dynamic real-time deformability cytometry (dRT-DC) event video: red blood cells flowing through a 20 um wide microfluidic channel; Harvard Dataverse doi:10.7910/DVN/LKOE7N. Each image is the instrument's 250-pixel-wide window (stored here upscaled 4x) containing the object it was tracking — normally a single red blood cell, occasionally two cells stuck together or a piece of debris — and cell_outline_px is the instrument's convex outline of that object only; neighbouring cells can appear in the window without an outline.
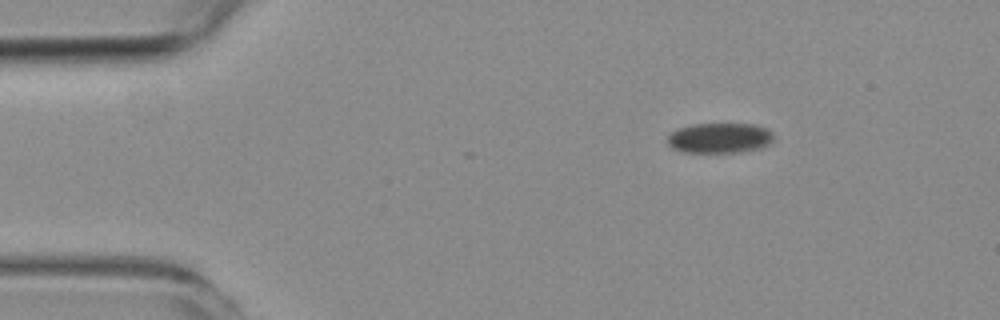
{"species": "common noctule bat (a hibernating species)", "species_latin": "Nyctalus noctula", "temperature_condition": "room temperature", "stored_images_in_passage": 7, "camera_frame_rate_fps": 3000, "um_per_image_px": 0.085, "animal": {"sex": "female", "body_mass_g": 19.3, "forearm_length_mm": 54.1}, "frame": {"image": 1, "passage_image": 1, "time_ms": 0.0, "image_size_px": [1000, 320], "cell_outline_px": [[772, 140], [768, 144], [760, 148], [740, 152], [684, 152], [672, 148], [668, 144], [668, 136], [672, 132], [680, 128], [692, 124], [756, 124], [768, 128], [772, 132]], "centroid_in_image_um": [61.18, 11.72], "position_along_channel_um": 23.8, "area_um2": 18.61}}
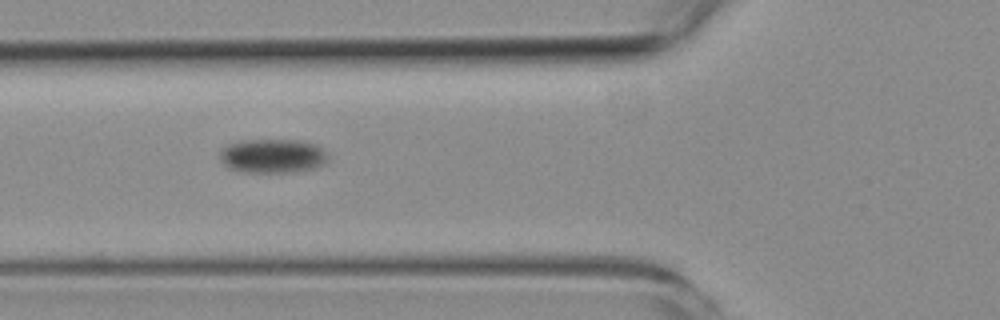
{"frame": {"image": 2, "passage_image": 5, "time_ms": 4.667, "image_size_px": [1000, 320], "cell_outline_px": [[324, 164], [316, 168], [296, 172], [240, 172], [228, 168], [220, 160], [220, 148], [228, 144], [244, 140], [296, 140], [316, 144], [324, 152]], "centroid_in_image_um": [23.1, 13.26], "position_along_channel_um": 102.7, "area_um2": 21.44}}
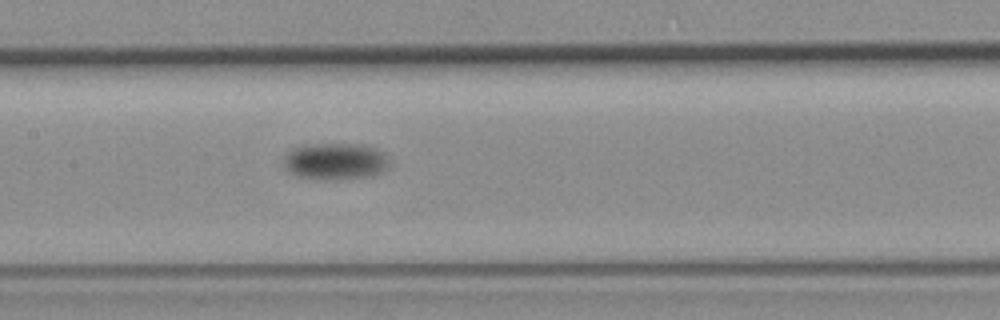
{"frame": {"image": 3, "passage_image": 7, "time_ms": 7.0, "image_size_px": [1000, 320], "cell_outline_px": [[388, 168], [380, 172], [368, 176], [344, 180], [316, 180], [296, 176], [288, 172], [284, 168], [284, 156], [288, 152], [296, 148], [316, 144], [356, 144], [376, 148], [388, 160]], "centroid_in_image_um": [28.46, 13.75], "position_along_channel_um": 178.9, "area_um2": 22.6}}